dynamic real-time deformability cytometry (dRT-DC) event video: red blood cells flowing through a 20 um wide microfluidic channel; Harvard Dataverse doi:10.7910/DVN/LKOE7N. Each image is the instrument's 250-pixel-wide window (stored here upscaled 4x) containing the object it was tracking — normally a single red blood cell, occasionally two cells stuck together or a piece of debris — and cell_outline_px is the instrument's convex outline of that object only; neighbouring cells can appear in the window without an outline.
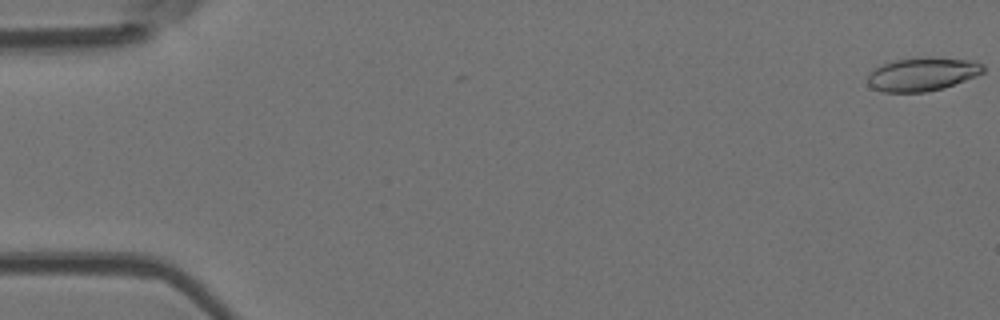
{"species": "Egyptian fruit bat (a non-hibernating species)", "species_latin": "Rousettus aegyptiacus", "temperature_condition": "room temperature", "stored_images_in_passage": 9, "camera_frame_rate_fps": 3000, "um_per_image_px": 0.085, "animal": {"sex": "female"}, "frame": {"image": 1, "passage_image": 1, "time_ms": 0.0, "image_size_px": [1000, 320], "cell_outline_px": [[984, 72], [976, 76], [944, 88], [924, 92], [880, 92], [872, 88], [868, 84], [868, 76], [872, 68], [896, 60], [924, 56], [976, 60], [984, 64]], "centroid_in_image_um": [78.42, 6.29], "position_along_channel_um": 6.6, "area_um2": 22.89}}
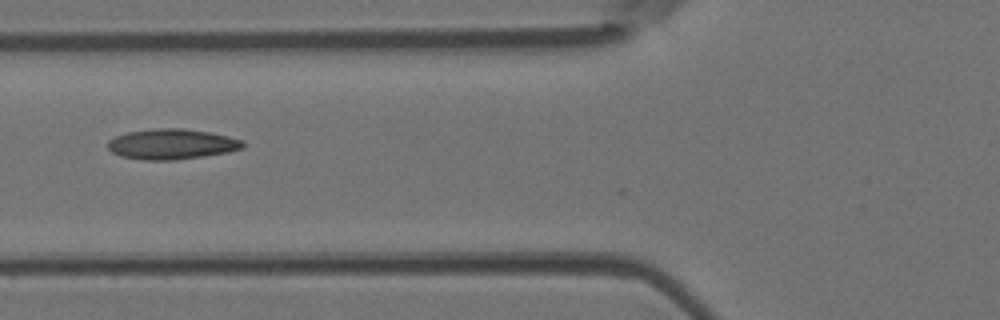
{"frame": {"image": 2, "passage_image": 6, "time_ms": 6.667, "image_size_px": [1000, 320], "cell_outline_px": [[244, 148], [228, 152], [204, 156], [176, 160], [144, 160], [120, 156], [112, 152], [108, 148], [108, 140], [116, 136], [128, 132], [152, 128], [184, 128], [208, 132], [228, 136], [244, 140]], "centroid_in_image_um": [14.61, 12.25], "position_along_channel_um": 111.2, "area_um2": 24.04}}
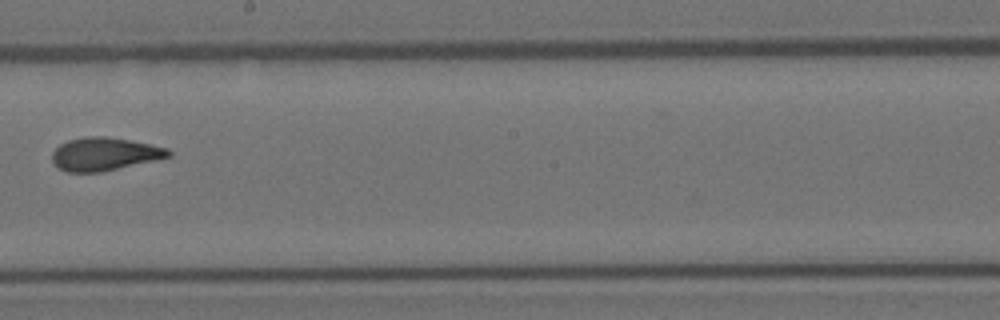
{"frame": {"image": 3, "passage_image": 9, "time_ms": 10.0, "image_size_px": [1000, 320], "cell_outline_px": [[172, 156], [156, 160], [100, 172], [68, 172], [56, 168], [52, 160], [52, 152], [60, 144], [68, 140], [84, 136], [104, 136], [128, 140], [168, 148], [172, 152]], "centroid_in_image_um": [8.85, 13.09], "position_along_channel_um": 239.3, "area_um2": 22.43}}